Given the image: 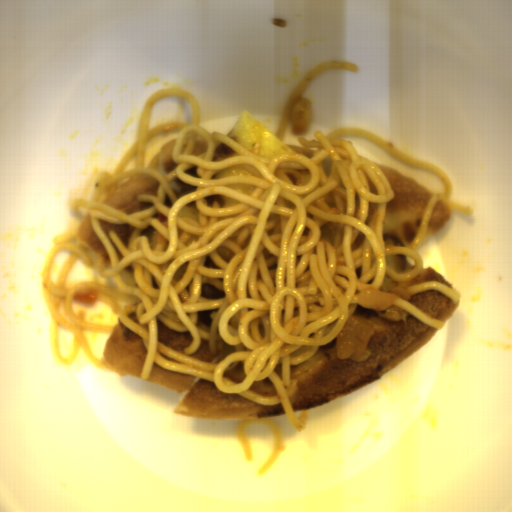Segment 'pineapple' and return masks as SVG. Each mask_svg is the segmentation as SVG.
Here are the masks:
<instances>
[{"instance_id": "9d759a55", "label": "pineapple", "mask_w": 512, "mask_h": 512, "mask_svg": "<svg viewBox=\"0 0 512 512\" xmlns=\"http://www.w3.org/2000/svg\"><path fill=\"white\" fill-rule=\"evenodd\" d=\"M397 295L369 287L358 294L357 305L362 308L386 311L398 299Z\"/></svg>"}, {"instance_id": "2ff11189", "label": "pineapple", "mask_w": 512, "mask_h": 512, "mask_svg": "<svg viewBox=\"0 0 512 512\" xmlns=\"http://www.w3.org/2000/svg\"><path fill=\"white\" fill-rule=\"evenodd\" d=\"M374 331L360 315H351L336 336V355L339 358L357 359L367 352Z\"/></svg>"}]
</instances>
